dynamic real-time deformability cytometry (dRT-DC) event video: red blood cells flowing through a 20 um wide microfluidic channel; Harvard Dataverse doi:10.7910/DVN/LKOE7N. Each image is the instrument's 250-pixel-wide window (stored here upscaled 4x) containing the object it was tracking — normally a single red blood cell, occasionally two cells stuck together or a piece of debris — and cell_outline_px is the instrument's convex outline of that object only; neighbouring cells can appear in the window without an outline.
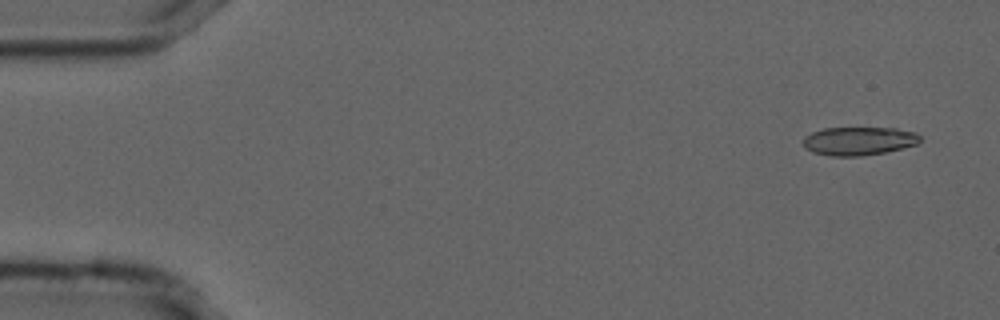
{"species": "common noctule bat (a hibernating species)", "species_latin": "Nyctalus noctula", "temperature_condition": "cold", "stored_images_in_passage": 51, "camera_frame_rate_fps": 3000, "um_per_image_px": 0.085, "animal": {"sex": "male", "forearm_length_mm": 52.5}, "frame": {"image": 1, "passage_image": 3, "time_ms": 0.667, "image_size_px": [1000, 320], "cell_outline_px": [[920, 140], [916, 144], [884, 152], [860, 156], [828, 156], [812, 152], [804, 148], [804, 136], [812, 132], [824, 128], [896, 128], [916, 132], [920, 136]], "centroid_in_image_um": [72.96, 11.98], "position_along_channel_um": 12.0, "area_um2": 19.31}}
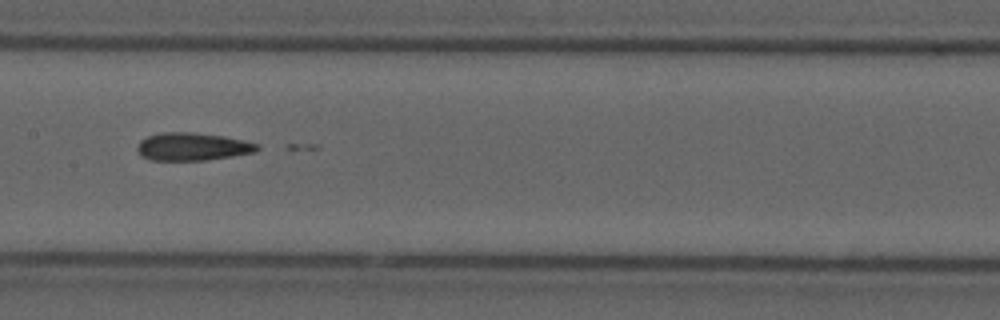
{"frame": {"image": 2, "passage_image": 27, "time_ms": 8.667, "image_size_px": [1000, 320], "cell_outline_px": [[260, 148], [252, 152], [232, 156], [204, 160], [148, 160], [140, 156], [136, 152], [136, 144], [140, 140], [148, 136], [160, 132], [192, 132], [224, 136], [244, 140], [260, 144]], "centroid_in_image_um": [16.29, 12.46], "position_along_channel_um": 191.1, "area_um2": 19.65}}
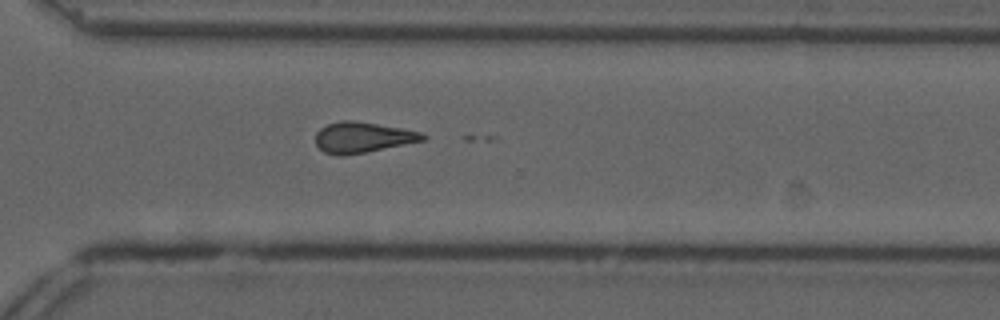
{"frame": {"image": 3, "passage_image": 39, "time_ms": 12.667, "image_size_px": [1000, 320], "cell_outline_px": [[428, 136], [424, 140], [368, 152], [344, 156], [336, 156], [324, 152], [316, 144], [316, 132], [320, 128], [328, 124], [340, 120], [352, 120], [400, 128], [420, 132]], "centroid_in_image_um": [30.79, 11.69], "position_along_channel_um": 339.8, "area_um2": 19.13}}